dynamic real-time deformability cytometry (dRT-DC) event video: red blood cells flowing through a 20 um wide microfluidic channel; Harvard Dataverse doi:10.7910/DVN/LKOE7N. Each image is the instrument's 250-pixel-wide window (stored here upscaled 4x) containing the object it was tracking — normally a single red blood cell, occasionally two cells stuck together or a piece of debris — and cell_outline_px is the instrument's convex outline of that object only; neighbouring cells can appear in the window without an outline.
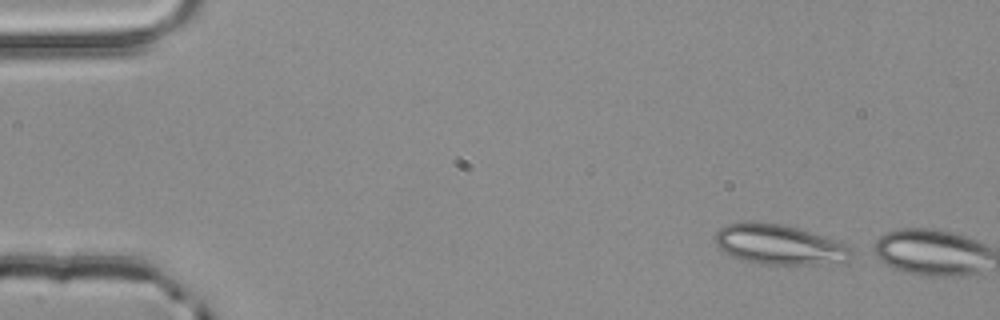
{"species": "common noctule bat (a hibernating species)", "species_latin": "Nyctalus noctula", "temperature_condition": "room temperature", "stored_images_in_passage": 2, "camera_frame_rate_fps": 3000, "um_per_image_px": 0.085, "animal": {"sex": "male", "body_mass_g": 20.4}, "frame": {"image": 1, "passage_image": 1, "time_ms": 0.0, "image_size_px": [1000, 320], "cell_outline_px": [[860, 252], [848, 264], [760, 264], [744, 260], [732, 256], [724, 252], [716, 244], [716, 232], [724, 224], [748, 220], [784, 224], [840, 240]], "centroid_in_image_um": [66.4, 20.79], "position_along_channel_um": 18.6, "area_um2": 33.06}}